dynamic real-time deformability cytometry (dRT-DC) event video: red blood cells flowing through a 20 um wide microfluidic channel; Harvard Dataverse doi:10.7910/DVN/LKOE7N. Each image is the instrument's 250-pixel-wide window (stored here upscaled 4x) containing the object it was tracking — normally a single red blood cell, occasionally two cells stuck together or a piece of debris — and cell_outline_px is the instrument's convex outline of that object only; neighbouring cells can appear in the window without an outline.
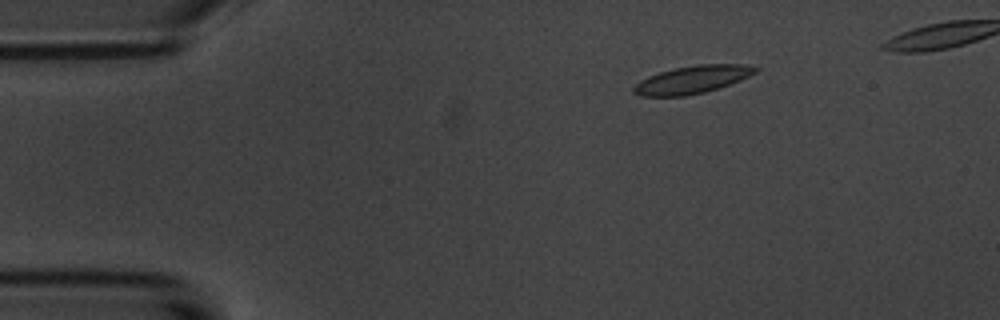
{"species": "common noctule bat (a hibernating species)", "species_latin": "Nyctalus noctula", "temperature_condition": "room temperature", "stored_images_in_passage": 52, "camera_frame_rate_fps": 3000, "um_per_image_px": 0.085, "animal": {"sex": "male", "body_mass_g": 20.1, "forearm_length_mm": 53.5}, "frame": {"image": 1, "passage_image": 9, "time_ms": 2.667, "image_size_px": [1000, 320], "cell_outline_px": [[760, 68], [756, 72], [740, 80], [704, 92], [684, 96], [640, 96], [632, 92], [632, 88], [640, 80], [648, 76], [660, 72], [676, 68], [700, 64], [748, 64]], "centroid_in_image_um": [58.83, 6.76], "position_along_channel_um": 26.2, "area_um2": 19.48}}
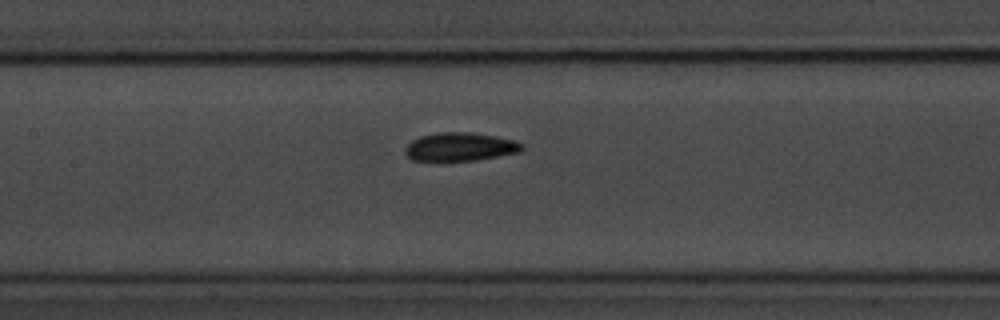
{"frame": {"image": 2, "passage_image": 26, "time_ms": 8.333, "image_size_px": [1000, 320], "cell_outline_px": [[524, 148], [520, 152], [476, 160], [412, 160], [404, 152], [404, 148], [412, 140], [420, 136], [440, 132], [472, 132], [496, 136], [516, 140], [524, 144]], "centroid_in_image_um": [39.14, 12.46], "position_along_channel_um": 168.3, "area_um2": 19.36}}
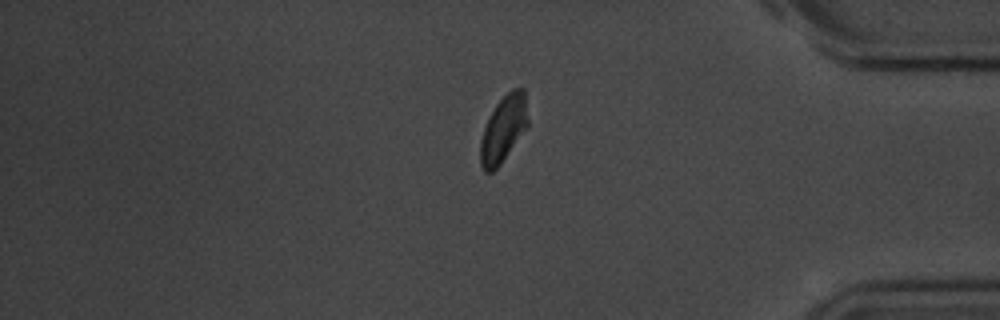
{"frame": {"image": 3, "passage_image": 47, "time_ms": 15.333, "image_size_px": [1000, 320], "cell_outline_px": [[528, 124], [500, 164], [492, 172], [484, 172], [480, 164], [480, 140], [484, 128], [496, 104], [512, 88], [524, 88], [528, 120]], "centroid_in_image_um": [42.77, 10.96], "position_along_channel_um": 392.4, "area_um2": 17.98}}